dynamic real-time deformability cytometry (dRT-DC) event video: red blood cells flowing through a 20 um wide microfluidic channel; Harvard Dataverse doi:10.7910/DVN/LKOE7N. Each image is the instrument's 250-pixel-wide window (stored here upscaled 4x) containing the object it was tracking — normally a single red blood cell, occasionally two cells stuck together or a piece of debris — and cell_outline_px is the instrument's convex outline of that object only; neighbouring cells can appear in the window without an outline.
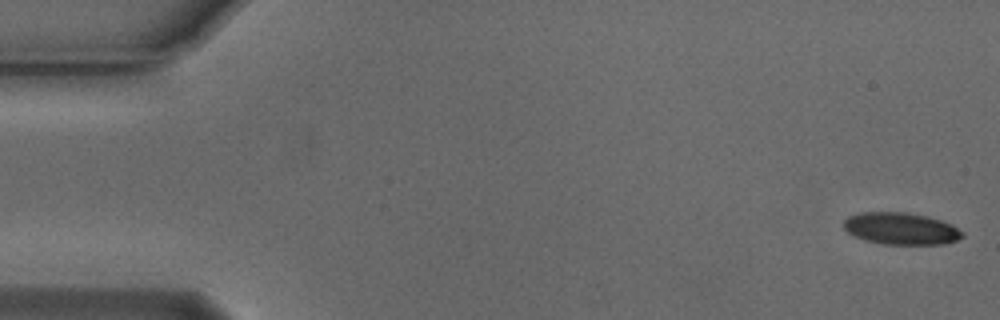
{"species": "Egyptian fruit bat (a non-hibernating species)", "species_latin": "Rousettus aegyptiacus", "temperature_condition": "cold", "stored_images_in_passage": 11, "camera_frame_rate_fps": 3000, "um_per_image_px": 0.085, "animal": {"sex": "male"}, "frame": {"image": 1, "passage_image": 1, "time_ms": 0.0, "image_size_px": [1000, 320], "cell_outline_px": [[964, 236], [956, 240], [944, 244], [884, 244], [864, 240], [848, 232], [844, 228], [844, 220], [848, 216], [864, 212], [908, 212], [940, 220], [952, 224], [964, 232]], "centroid_in_image_um": [76.6, 19.43], "position_along_channel_um": 8.4, "area_um2": 22.02}}